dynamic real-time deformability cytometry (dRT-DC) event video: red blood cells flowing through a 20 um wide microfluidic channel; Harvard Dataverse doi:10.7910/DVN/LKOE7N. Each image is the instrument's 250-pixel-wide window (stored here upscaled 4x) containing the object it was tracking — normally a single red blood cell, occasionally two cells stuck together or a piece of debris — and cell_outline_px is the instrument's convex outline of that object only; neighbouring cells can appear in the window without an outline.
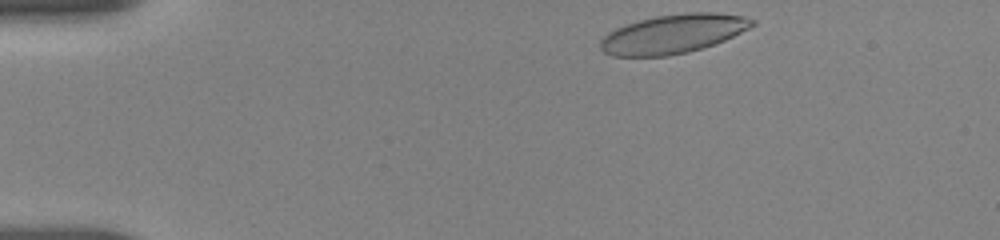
{"species": "human", "species_latin": "Homo sapiens", "temperature_condition": "room temperature", "stored_images_in_passage": 47, "camera_frame_rate_fps": 3000, "um_per_image_px": 0.085, "donor": {"sex": "female"}, "frame": {"image": 1, "passage_image": 1, "time_ms": 0.0, "image_size_px": [1000, 240], "cell_outline_px": [[756, 24], [716, 44], [688, 52], [668, 56], [612, 56], [604, 52], [600, 48], [600, 40], [608, 32], [616, 28], [640, 20], [656, 16], [688, 12], [716, 12], [744, 16], [756, 20]], "centroid_in_image_um": [57.22, 2.88], "position_along_channel_um": 27.8, "area_um2": 34.45}}
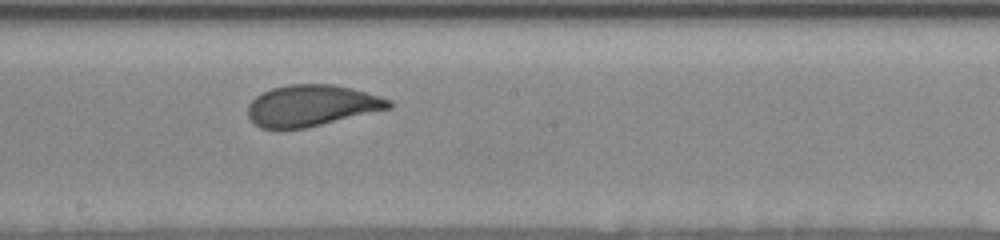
{"frame": {"image": 2, "passage_image": 23, "time_ms": 7.333, "image_size_px": [1000, 240], "cell_outline_px": [[392, 108], [308, 128], [260, 128], [248, 116], [248, 104], [256, 96], [272, 88], [288, 84], [332, 84], [352, 88], [380, 96], [392, 100]], "centroid_in_image_um": [26.52, 8.97], "position_along_channel_um": 221.7, "area_um2": 33.99}}
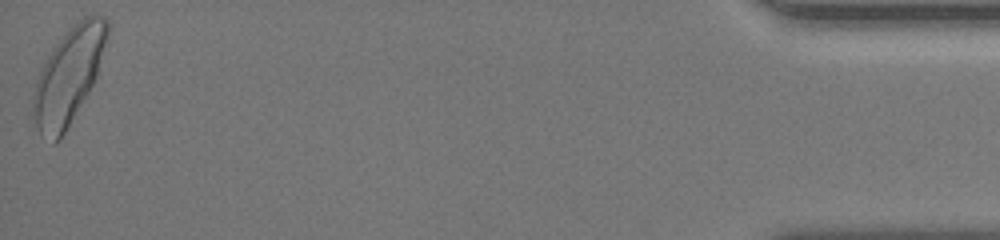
{"frame": {"image": 3, "passage_image": 47, "time_ms": 15.333, "image_size_px": [1000, 240], "cell_outline_px": [[112, 28], [96, 76], [88, 92], [60, 140], [56, 144], [52, 144], [40, 136], [36, 124], [32, 100], [36, 80], [40, 68], [52, 48], [76, 20], [84, 16], [104, 16], [108, 20]], "centroid_in_image_um": [5.85, 6.41], "position_along_channel_um": 429.4, "area_um2": 41.5}, "authors_computed_cell_mechanics": {"area_um2": 34.7378, "velocity_mm_per_s": 3.6434, "shape_relaxation_time_tau1_ms": 3.7921, "shape_relaxation_time_tau2_ms": 0.8333, "deformation_change_tau1": 0.1526, "deformation_change_tau2": 0.0731}}